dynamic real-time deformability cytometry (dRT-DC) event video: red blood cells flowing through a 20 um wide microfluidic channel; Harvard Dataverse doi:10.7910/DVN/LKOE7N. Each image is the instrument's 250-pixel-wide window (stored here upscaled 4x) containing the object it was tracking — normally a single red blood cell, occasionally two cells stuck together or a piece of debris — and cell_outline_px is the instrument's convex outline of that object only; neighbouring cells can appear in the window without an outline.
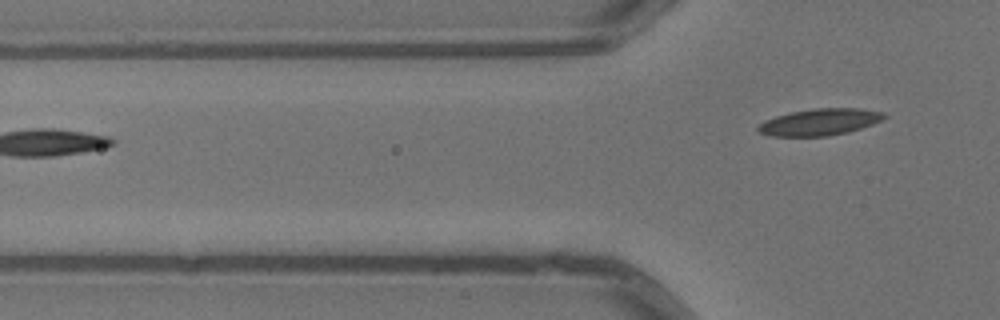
{"species": "common noctule bat (a hibernating species)", "species_latin": "Nyctalus noctula", "temperature_condition": "warm", "stored_images_in_passage": 4, "camera_frame_rate_fps": 3000, "um_per_image_px": 0.085, "animal": {"sex": "male", "body_mass_g": 13.3}, "frame": {"image": 1, "passage_image": 4, "time_ms": 1.0, "image_size_px": [1000, 320], "cell_outline_px": [[888, 116], [872, 124], [848, 132], [828, 136], [772, 136], [760, 132], [756, 128], [764, 120], [776, 116], [792, 112], [812, 108], [860, 108], [884, 112]], "centroid_in_image_um": [69.69, 10.36], "position_along_channel_um": 56.1, "area_um2": 19.54}}